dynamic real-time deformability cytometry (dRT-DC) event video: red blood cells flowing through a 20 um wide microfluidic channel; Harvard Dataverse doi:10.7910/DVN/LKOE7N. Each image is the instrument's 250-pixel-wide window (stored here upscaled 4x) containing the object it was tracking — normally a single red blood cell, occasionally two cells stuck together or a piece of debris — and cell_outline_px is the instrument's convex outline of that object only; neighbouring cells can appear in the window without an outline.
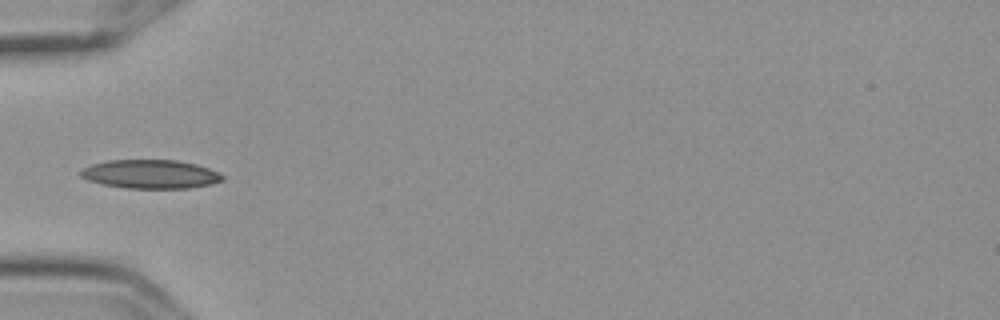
{"species": "Egyptian fruit bat (a non-hibernating species)", "species_latin": "Rousettus aegyptiacus", "temperature_condition": "cold", "stored_images_in_passage": 7, "camera_frame_rate_fps": 3000, "um_per_image_px": 0.085, "frame": {"image": 1, "passage_image": 3, "time_ms": 0.667, "image_size_px": [1000, 320], "cell_outline_px": [[224, 180], [208, 184], [188, 188], [128, 188], [104, 184], [88, 180], [80, 176], [80, 168], [92, 164], [108, 160], [176, 160], [196, 164], [220, 172], [224, 176]], "centroid_in_image_um": [12.78, 14.79], "position_along_channel_um": 72.2, "area_um2": 23.7}}
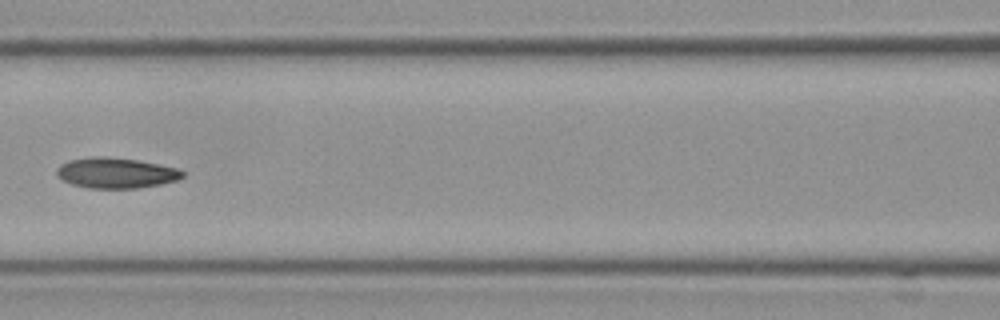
{"frame": {"image": 2, "passage_image": 5, "time_ms": 1.333, "image_size_px": [1000, 320], "cell_outline_px": [[184, 176], [176, 180], [160, 184], [140, 188], [88, 188], [72, 184], [56, 176], [56, 168], [60, 164], [68, 160], [92, 156], [104, 156], [136, 160], [176, 168], [184, 172]], "centroid_in_image_um": [9.8, 14.7], "position_along_channel_um": 156.8, "area_um2": 22.31}}
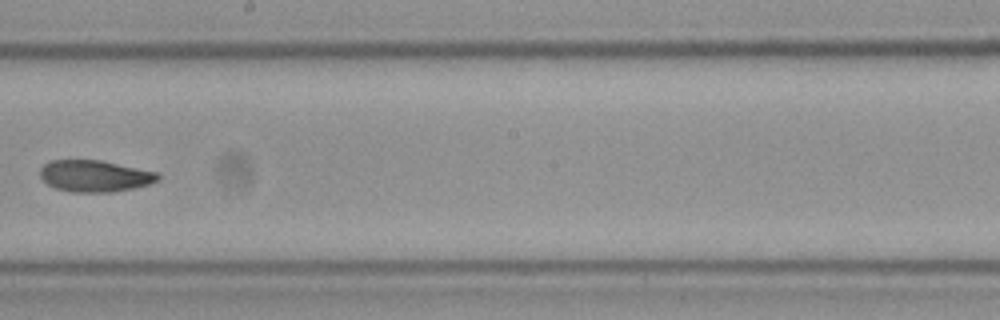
{"frame": {"image": 3, "passage_image": 7, "time_ms": 2.0, "image_size_px": [1000, 320], "cell_outline_px": [[160, 180], [148, 184], [132, 188], [112, 192], [72, 192], [56, 188], [48, 184], [40, 176], [40, 168], [48, 160], [100, 160], [156, 172], [160, 176]], "centroid_in_image_um": [8.03, 14.95], "position_along_channel_um": 240.2, "area_um2": 21.56}}